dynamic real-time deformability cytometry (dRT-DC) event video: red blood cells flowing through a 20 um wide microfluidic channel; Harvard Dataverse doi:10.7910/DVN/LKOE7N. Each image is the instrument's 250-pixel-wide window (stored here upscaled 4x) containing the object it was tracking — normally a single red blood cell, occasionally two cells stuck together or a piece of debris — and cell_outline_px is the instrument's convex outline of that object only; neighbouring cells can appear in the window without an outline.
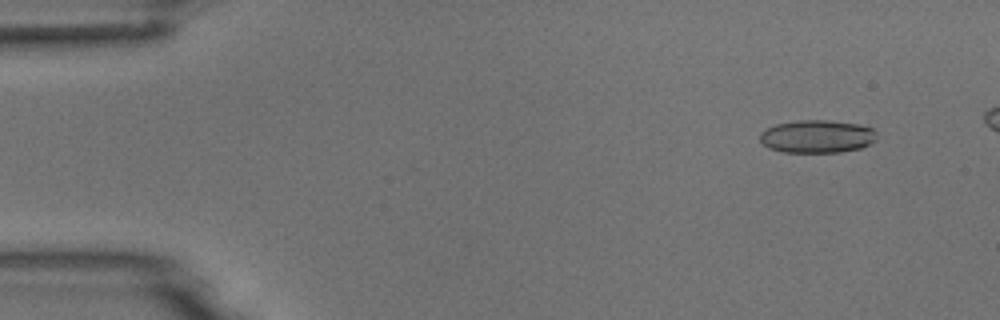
{"species": "common noctule bat (a hibernating species)", "species_latin": "Nyctalus noctula", "temperature_condition": "room temperature", "stored_images_in_passage": 6, "camera_frame_rate_fps": 3000, "um_per_image_px": 0.085, "animal": {"sex": "male", "body_mass_g": 18.8}, "frame": {"image": 1, "passage_image": 2, "time_ms": 1.333, "image_size_px": [1000, 320], "cell_outline_px": [[876, 140], [860, 148], [840, 152], [784, 152], [772, 148], [764, 144], [760, 140], [760, 132], [776, 124], [800, 120], [828, 120], [860, 124], [872, 128], [876, 132]], "centroid_in_image_um": [69.48, 11.59], "position_along_channel_um": 15.5, "area_um2": 22.25}}